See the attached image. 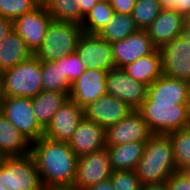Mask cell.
I'll use <instances>...</instances> for the list:
<instances>
[{"mask_svg":"<svg viewBox=\"0 0 190 190\" xmlns=\"http://www.w3.org/2000/svg\"><path fill=\"white\" fill-rule=\"evenodd\" d=\"M33 156L43 186L73 185L78 157L68 142L45 136L31 143Z\"/></svg>","mask_w":190,"mask_h":190,"instance_id":"6da1fadb","label":"cell"},{"mask_svg":"<svg viewBox=\"0 0 190 190\" xmlns=\"http://www.w3.org/2000/svg\"><path fill=\"white\" fill-rule=\"evenodd\" d=\"M140 184L164 183L177 172L172 141L168 134H152L135 168Z\"/></svg>","mask_w":190,"mask_h":190,"instance_id":"7a4b0ae2","label":"cell"},{"mask_svg":"<svg viewBox=\"0 0 190 190\" xmlns=\"http://www.w3.org/2000/svg\"><path fill=\"white\" fill-rule=\"evenodd\" d=\"M2 97L34 98L42 91L41 61L32 55L0 74Z\"/></svg>","mask_w":190,"mask_h":190,"instance_id":"3957f363","label":"cell"},{"mask_svg":"<svg viewBox=\"0 0 190 190\" xmlns=\"http://www.w3.org/2000/svg\"><path fill=\"white\" fill-rule=\"evenodd\" d=\"M81 24L52 20L49 23L42 45L34 55L41 61H54L76 52L83 34Z\"/></svg>","mask_w":190,"mask_h":190,"instance_id":"277c9868","label":"cell"},{"mask_svg":"<svg viewBox=\"0 0 190 190\" xmlns=\"http://www.w3.org/2000/svg\"><path fill=\"white\" fill-rule=\"evenodd\" d=\"M138 111L152 134H168L187 127L190 104L143 102Z\"/></svg>","mask_w":190,"mask_h":190,"instance_id":"5b68a950","label":"cell"},{"mask_svg":"<svg viewBox=\"0 0 190 190\" xmlns=\"http://www.w3.org/2000/svg\"><path fill=\"white\" fill-rule=\"evenodd\" d=\"M0 184L8 190H42L33 156L6 157L0 167Z\"/></svg>","mask_w":190,"mask_h":190,"instance_id":"8992f818","label":"cell"},{"mask_svg":"<svg viewBox=\"0 0 190 190\" xmlns=\"http://www.w3.org/2000/svg\"><path fill=\"white\" fill-rule=\"evenodd\" d=\"M1 112L31 143L44 136V128L37 122L32 98L2 97Z\"/></svg>","mask_w":190,"mask_h":190,"instance_id":"52a82bcc","label":"cell"},{"mask_svg":"<svg viewBox=\"0 0 190 190\" xmlns=\"http://www.w3.org/2000/svg\"><path fill=\"white\" fill-rule=\"evenodd\" d=\"M107 94L138 110L147 98L148 85L132 79L123 68L114 67L107 71Z\"/></svg>","mask_w":190,"mask_h":190,"instance_id":"ba28073f","label":"cell"},{"mask_svg":"<svg viewBox=\"0 0 190 190\" xmlns=\"http://www.w3.org/2000/svg\"><path fill=\"white\" fill-rule=\"evenodd\" d=\"M112 175L110 157L106 148L78 157L74 183L81 190L98 184Z\"/></svg>","mask_w":190,"mask_h":190,"instance_id":"9c48e42d","label":"cell"},{"mask_svg":"<svg viewBox=\"0 0 190 190\" xmlns=\"http://www.w3.org/2000/svg\"><path fill=\"white\" fill-rule=\"evenodd\" d=\"M76 53L86 69L109 71L115 67L111 44L98 34L83 33L79 38Z\"/></svg>","mask_w":190,"mask_h":190,"instance_id":"30bf717a","label":"cell"},{"mask_svg":"<svg viewBox=\"0 0 190 190\" xmlns=\"http://www.w3.org/2000/svg\"><path fill=\"white\" fill-rule=\"evenodd\" d=\"M52 17L44 5L21 15L14 21V29L34 54L42 45Z\"/></svg>","mask_w":190,"mask_h":190,"instance_id":"8fae6325","label":"cell"},{"mask_svg":"<svg viewBox=\"0 0 190 190\" xmlns=\"http://www.w3.org/2000/svg\"><path fill=\"white\" fill-rule=\"evenodd\" d=\"M162 73L190 82V42L180 36L159 48Z\"/></svg>","mask_w":190,"mask_h":190,"instance_id":"7c38bea8","label":"cell"},{"mask_svg":"<svg viewBox=\"0 0 190 190\" xmlns=\"http://www.w3.org/2000/svg\"><path fill=\"white\" fill-rule=\"evenodd\" d=\"M151 135L142 114L134 110L120 122L105 130L106 146L122 145L134 141L147 142Z\"/></svg>","mask_w":190,"mask_h":190,"instance_id":"4fadbf2b","label":"cell"},{"mask_svg":"<svg viewBox=\"0 0 190 190\" xmlns=\"http://www.w3.org/2000/svg\"><path fill=\"white\" fill-rule=\"evenodd\" d=\"M134 109L118 98L105 94L84 108V116L103 129L120 122Z\"/></svg>","mask_w":190,"mask_h":190,"instance_id":"5bb4252c","label":"cell"},{"mask_svg":"<svg viewBox=\"0 0 190 190\" xmlns=\"http://www.w3.org/2000/svg\"><path fill=\"white\" fill-rule=\"evenodd\" d=\"M115 67L124 68L137 59L151 54L156 47L153 45L148 32L138 29L124 40L111 43Z\"/></svg>","mask_w":190,"mask_h":190,"instance_id":"9a60e30c","label":"cell"},{"mask_svg":"<svg viewBox=\"0 0 190 190\" xmlns=\"http://www.w3.org/2000/svg\"><path fill=\"white\" fill-rule=\"evenodd\" d=\"M106 76L107 71L86 69L71 85L69 98L84 109L101 96L107 94Z\"/></svg>","mask_w":190,"mask_h":190,"instance_id":"2e32d148","label":"cell"},{"mask_svg":"<svg viewBox=\"0 0 190 190\" xmlns=\"http://www.w3.org/2000/svg\"><path fill=\"white\" fill-rule=\"evenodd\" d=\"M83 117L84 109L68 98L44 130V136L54 141L69 142Z\"/></svg>","mask_w":190,"mask_h":190,"instance_id":"e0dca14e","label":"cell"},{"mask_svg":"<svg viewBox=\"0 0 190 190\" xmlns=\"http://www.w3.org/2000/svg\"><path fill=\"white\" fill-rule=\"evenodd\" d=\"M143 102L190 104V82L161 75L148 86Z\"/></svg>","mask_w":190,"mask_h":190,"instance_id":"ac0fdd59","label":"cell"},{"mask_svg":"<svg viewBox=\"0 0 190 190\" xmlns=\"http://www.w3.org/2000/svg\"><path fill=\"white\" fill-rule=\"evenodd\" d=\"M77 157L106 148L105 129L85 116L68 142Z\"/></svg>","mask_w":190,"mask_h":190,"instance_id":"d6986e66","label":"cell"},{"mask_svg":"<svg viewBox=\"0 0 190 190\" xmlns=\"http://www.w3.org/2000/svg\"><path fill=\"white\" fill-rule=\"evenodd\" d=\"M184 23L182 14L169 9H162L146 31L153 45L159 49L180 36Z\"/></svg>","mask_w":190,"mask_h":190,"instance_id":"ffe728a7","label":"cell"},{"mask_svg":"<svg viewBox=\"0 0 190 190\" xmlns=\"http://www.w3.org/2000/svg\"><path fill=\"white\" fill-rule=\"evenodd\" d=\"M32 55L34 54L24 40L13 29L0 40V74L29 59Z\"/></svg>","mask_w":190,"mask_h":190,"instance_id":"44dd1931","label":"cell"},{"mask_svg":"<svg viewBox=\"0 0 190 190\" xmlns=\"http://www.w3.org/2000/svg\"><path fill=\"white\" fill-rule=\"evenodd\" d=\"M31 142L0 112V152L6 157L30 154Z\"/></svg>","mask_w":190,"mask_h":190,"instance_id":"7402d4cb","label":"cell"},{"mask_svg":"<svg viewBox=\"0 0 190 190\" xmlns=\"http://www.w3.org/2000/svg\"><path fill=\"white\" fill-rule=\"evenodd\" d=\"M146 142H129L122 145L106 146L112 171L135 170L140 161Z\"/></svg>","mask_w":190,"mask_h":190,"instance_id":"603a6c76","label":"cell"},{"mask_svg":"<svg viewBox=\"0 0 190 190\" xmlns=\"http://www.w3.org/2000/svg\"><path fill=\"white\" fill-rule=\"evenodd\" d=\"M123 69L132 79L149 86L163 74L159 49L156 48L151 54L137 59Z\"/></svg>","mask_w":190,"mask_h":190,"instance_id":"cb8c5ba5","label":"cell"},{"mask_svg":"<svg viewBox=\"0 0 190 190\" xmlns=\"http://www.w3.org/2000/svg\"><path fill=\"white\" fill-rule=\"evenodd\" d=\"M68 98L65 93L41 91L32 98V109L37 122L46 129Z\"/></svg>","mask_w":190,"mask_h":190,"instance_id":"d4e9b609","label":"cell"},{"mask_svg":"<svg viewBox=\"0 0 190 190\" xmlns=\"http://www.w3.org/2000/svg\"><path fill=\"white\" fill-rule=\"evenodd\" d=\"M41 73L42 91L65 93L69 97L72 84L63 75L58 59L41 62Z\"/></svg>","mask_w":190,"mask_h":190,"instance_id":"484cf974","label":"cell"},{"mask_svg":"<svg viewBox=\"0 0 190 190\" xmlns=\"http://www.w3.org/2000/svg\"><path fill=\"white\" fill-rule=\"evenodd\" d=\"M138 30L131 14H121L114 12L112 18L98 35L107 40L110 44L124 40L130 34Z\"/></svg>","mask_w":190,"mask_h":190,"instance_id":"4316f807","label":"cell"},{"mask_svg":"<svg viewBox=\"0 0 190 190\" xmlns=\"http://www.w3.org/2000/svg\"><path fill=\"white\" fill-rule=\"evenodd\" d=\"M44 6L53 20L82 24L79 0H46Z\"/></svg>","mask_w":190,"mask_h":190,"instance_id":"83f0119b","label":"cell"},{"mask_svg":"<svg viewBox=\"0 0 190 190\" xmlns=\"http://www.w3.org/2000/svg\"><path fill=\"white\" fill-rule=\"evenodd\" d=\"M114 10L109 1H101L93 6L90 12L84 17L81 24L84 33L98 34L112 18Z\"/></svg>","mask_w":190,"mask_h":190,"instance_id":"f1b7e54d","label":"cell"},{"mask_svg":"<svg viewBox=\"0 0 190 190\" xmlns=\"http://www.w3.org/2000/svg\"><path fill=\"white\" fill-rule=\"evenodd\" d=\"M168 135L172 141L177 171L184 172L190 168V129L185 127Z\"/></svg>","mask_w":190,"mask_h":190,"instance_id":"f546056e","label":"cell"},{"mask_svg":"<svg viewBox=\"0 0 190 190\" xmlns=\"http://www.w3.org/2000/svg\"><path fill=\"white\" fill-rule=\"evenodd\" d=\"M162 7L159 0H136L132 18L136 27L146 30L161 12Z\"/></svg>","mask_w":190,"mask_h":190,"instance_id":"4dcf8cb0","label":"cell"},{"mask_svg":"<svg viewBox=\"0 0 190 190\" xmlns=\"http://www.w3.org/2000/svg\"><path fill=\"white\" fill-rule=\"evenodd\" d=\"M38 6L35 0H0V16L14 22L21 15Z\"/></svg>","mask_w":190,"mask_h":190,"instance_id":"1f68e13d","label":"cell"},{"mask_svg":"<svg viewBox=\"0 0 190 190\" xmlns=\"http://www.w3.org/2000/svg\"><path fill=\"white\" fill-rule=\"evenodd\" d=\"M61 62V70L68 81L73 84L86 70L85 65L80 60L79 55L74 52L63 58L58 59Z\"/></svg>","mask_w":190,"mask_h":190,"instance_id":"d6a6232c","label":"cell"},{"mask_svg":"<svg viewBox=\"0 0 190 190\" xmlns=\"http://www.w3.org/2000/svg\"><path fill=\"white\" fill-rule=\"evenodd\" d=\"M113 190H140L141 184L135 170L112 171Z\"/></svg>","mask_w":190,"mask_h":190,"instance_id":"836d02e7","label":"cell"},{"mask_svg":"<svg viewBox=\"0 0 190 190\" xmlns=\"http://www.w3.org/2000/svg\"><path fill=\"white\" fill-rule=\"evenodd\" d=\"M168 190H190V178L185 172H175L166 181Z\"/></svg>","mask_w":190,"mask_h":190,"instance_id":"e575fe53","label":"cell"},{"mask_svg":"<svg viewBox=\"0 0 190 190\" xmlns=\"http://www.w3.org/2000/svg\"><path fill=\"white\" fill-rule=\"evenodd\" d=\"M162 9H169L185 16L190 12V0H159Z\"/></svg>","mask_w":190,"mask_h":190,"instance_id":"d590c367","label":"cell"},{"mask_svg":"<svg viewBox=\"0 0 190 190\" xmlns=\"http://www.w3.org/2000/svg\"><path fill=\"white\" fill-rule=\"evenodd\" d=\"M114 12L121 14H132L136 0H110Z\"/></svg>","mask_w":190,"mask_h":190,"instance_id":"8d00e7d4","label":"cell"},{"mask_svg":"<svg viewBox=\"0 0 190 190\" xmlns=\"http://www.w3.org/2000/svg\"><path fill=\"white\" fill-rule=\"evenodd\" d=\"M14 29V22L0 16V40Z\"/></svg>","mask_w":190,"mask_h":190,"instance_id":"74e56055","label":"cell"},{"mask_svg":"<svg viewBox=\"0 0 190 190\" xmlns=\"http://www.w3.org/2000/svg\"><path fill=\"white\" fill-rule=\"evenodd\" d=\"M98 2V0H79L80 11L82 13V22L84 17L90 12L93 6Z\"/></svg>","mask_w":190,"mask_h":190,"instance_id":"f35d334b","label":"cell"},{"mask_svg":"<svg viewBox=\"0 0 190 190\" xmlns=\"http://www.w3.org/2000/svg\"><path fill=\"white\" fill-rule=\"evenodd\" d=\"M85 190H113V183L110 178L92 185Z\"/></svg>","mask_w":190,"mask_h":190,"instance_id":"ab89813d","label":"cell"},{"mask_svg":"<svg viewBox=\"0 0 190 190\" xmlns=\"http://www.w3.org/2000/svg\"><path fill=\"white\" fill-rule=\"evenodd\" d=\"M140 190H168L166 182L141 185Z\"/></svg>","mask_w":190,"mask_h":190,"instance_id":"60d3db41","label":"cell"},{"mask_svg":"<svg viewBox=\"0 0 190 190\" xmlns=\"http://www.w3.org/2000/svg\"><path fill=\"white\" fill-rule=\"evenodd\" d=\"M42 190H81L75 185L43 186Z\"/></svg>","mask_w":190,"mask_h":190,"instance_id":"b9f144b4","label":"cell"},{"mask_svg":"<svg viewBox=\"0 0 190 190\" xmlns=\"http://www.w3.org/2000/svg\"><path fill=\"white\" fill-rule=\"evenodd\" d=\"M180 37L186 40L187 42H190V26L184 23L180 33Z\"/></svg>","mask_w":190,"mask_h":190,"instance_id":"7bdbcfd3","label":"cell"},{"mask_svg":"<svg viewBox=\"0 0 190 190\" xmlns=\"http://www.w3.org/2000/svg\"><path fill=\"white\" fill-rule=\"evenodd\" d=\"M184 22L186 25L190 26V12L184 16Z\"/></svg>","mask_w":190,"mask_h":190,"instance_id":"ee69618b","label":"cell"},{"mask_svg":"<svg viewBox=\"0 0 190 190\" xmlns=\"http://www.w3.org/2000/svg\"><path fill=\"white\" fill-rule=\"evenodd\" d=\"M5 158H6V156L2 152H0V167L2 166Z\"/></svg>","mask_w":190,"mask_h":190,"instance_id":"f6af8a7d","label":"cell"},{"mask_svg":"<svg viewBox=\"0 0 190 190\" xmlns=\"http://www.w3.org/2000/svg\"><path fill=\"white\" fill-rule=\"evenodd\" d=\"M39 5H44L46 0H35Z\"/></svg>","mask_w":190,"mask_h":190,"instance_id":"bcb514c9","label":"cell"},{"mask_svg":"<svg viewBox=\"0 0 190 190\" xmlns=\"http://www.w3.org/2000/svg\"><path fill=\"white\" fill-rule=\"evenodd\" d=\"M187 175H188V177L190 178V168L189 169H187L186 171H184Z\"/></svg>","mask_w":190,"mask_h":190,"instance_id":"7dc6e473","label":"cell"},{"mask_svg":"<svg viewBox=\"0 0 190 190\" xmlns=\"http://www.w3.org/2000/svg\"><path fill=\"white\" fill-rule=\"evenodd\" d=\"M187 127L190 129V111H189V118H188V125Z\"/></svg>","mask_w":190,"mask_h":190,"instance_id":"c3c4849f","label":"cell"},{"mask_svg":"<svg viewBox=\"0 0 190 190\" xmlns=\"http://www.w3.org/2000/svg\"><path fill=\"white\" fill-rule=\"evenodd\" d=\"M0 99H2V92H1V78H0Z\"/></svg>","mask_w":190,"mask_h":190,"instance_id":"681fc988","label":"cell"},{"mask_svg":"<svg viewBox=\"0 0 190 190\" xmlns=\"http://www.w3.org/2000/svg\"><path fill=\"white\" fill-rule=\"evenodd\" d=\"M0 190H8L0 184Z\"/></svg>","mask_w":190,"mask_h":190,"instance_id":"f907efd6","label":"cell"}]
</instances>
